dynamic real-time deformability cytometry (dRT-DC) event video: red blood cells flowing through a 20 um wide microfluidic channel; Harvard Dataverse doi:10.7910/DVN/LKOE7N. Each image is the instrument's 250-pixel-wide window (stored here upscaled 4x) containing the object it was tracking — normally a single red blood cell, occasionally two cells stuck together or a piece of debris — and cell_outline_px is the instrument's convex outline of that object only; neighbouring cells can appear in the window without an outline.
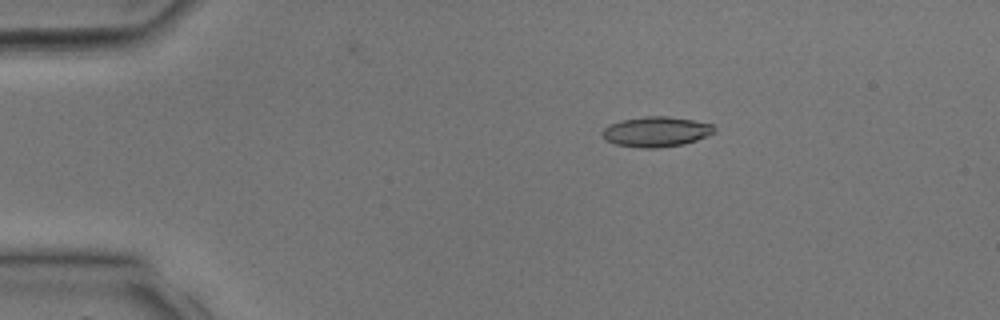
{"species": "common noctule bat (a hibernating species)", "species_latin": "Nyctalus noctula", "temperature_condition": "room temperature", "stored_images_in_passage": 33, "camera_frame_rate_fps": 3000, "um_per_image_px": 0.085, "animal": {"sex": "male", "body_mass_g": 17.9, "forearm_length_mm": 54.2}, "frame": {"image": 1, "passage_image": 6, "time_ms": 1.667, "image_size_px": [1000, 320], "cell_outline_px": [[716, 132], [696, 140], [684, 144], [656, 148], [640, 148], [616, 144], [604, 140], [600, 132], [608, 124], [620, 120], [644, 116], [668, 116], [716, 124]], "centroid_in_image_um": [55.76, 11.19], "position_along_channel_um": 29.2, "area_um2": 20.0}}
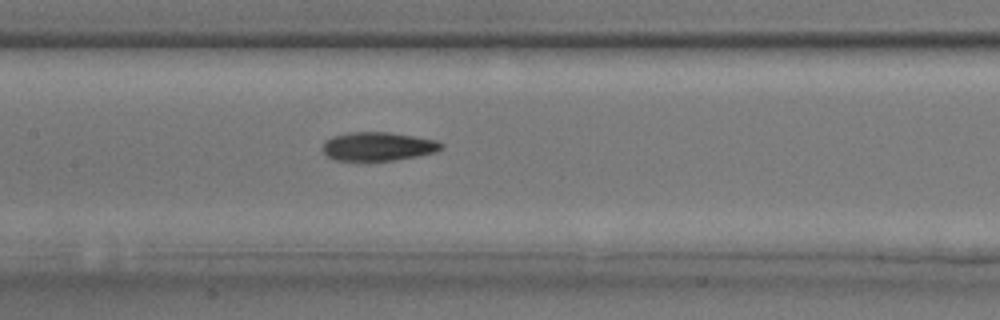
{"frame": {"image": 2, "passage_image": 16, "time_ms": 5.0, "image_size_px": [1000, 320], "cell_outline_px": [[444, 148], [436, 152], [416, 156], [392, 160], [336, 160], [328, 156], [320, 148], [324, 140], [332, 136], [348, 132], [388, 132], [436, 140], [444, 144]], "centroid_in_image_um": [32.11, 12.43], "position_along_channel_um": 175.3, "area_um2": 19.83}}
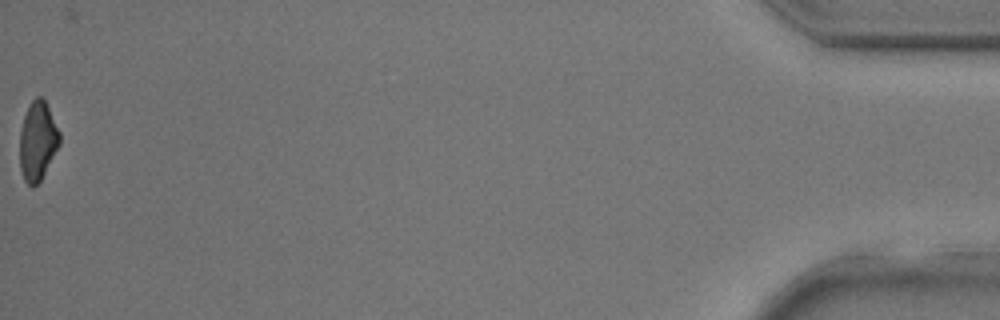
{"frame": {"image": 3, "passage_image": 33, "time_ms": 10.667, "image_size_px": [1000, 320], "cell_outline_px": [[60, 144], [40, 180], [32, 188], [24, 180], [20, 172], [20, 132], [24, 116], [32, 100], [36, 96], [40, 96], [44, 100], [60, 132]], "centroid_in_image_um": [3.19, 12.01], "position_along_channel_um": 432.0, "area_um2": 18.09}}